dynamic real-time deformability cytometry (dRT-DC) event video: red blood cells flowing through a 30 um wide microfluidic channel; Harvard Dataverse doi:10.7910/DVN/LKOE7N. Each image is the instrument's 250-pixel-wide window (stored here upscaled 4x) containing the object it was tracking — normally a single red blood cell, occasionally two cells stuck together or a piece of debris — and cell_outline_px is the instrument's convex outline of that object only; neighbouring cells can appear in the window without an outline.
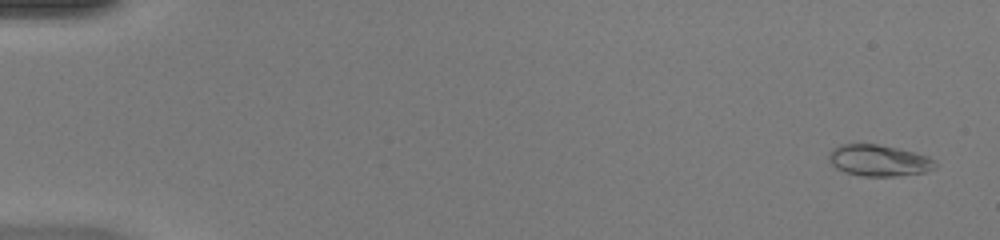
{"species": "common noctule bat (a hibernating species)", "species_latin": "Nyctalus noctula", "temperature_condition": "warm", "stored_images_in_passage": 50, "camera_frame_rate_fps": 3000, "um_per_image_px": 0.085, "animal": {"sex": "female", "body_mass_g": 20.0, "forearm_length_mm": 54.0}, "frame": {"image": 1, "passage_image": 3, "time_ms": 0.667, "image_size_px": [1000, 240], "cell_outline_px": [[936, 168], [924, 172], [892, 176], [864, 176], [844, 172], [836, 168], [828, 160], [828, 156], [832, 148], [840, 144], [876, 144], [896, 148], [928, 156], [936, 160]], "centroid_in_image_um": [74.68, 13.64], "position_along_channel_um": 10.3, "area_um2": 19.36}}
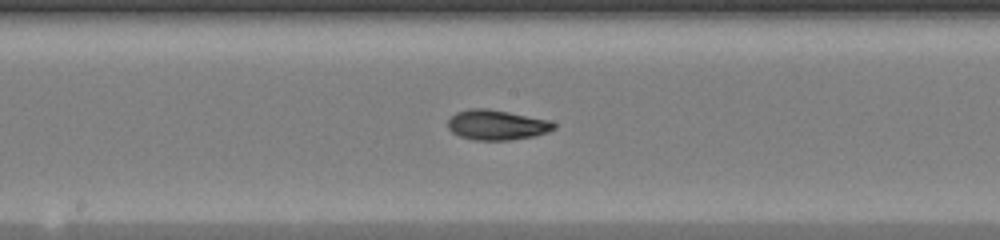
{"frame": {"image": 2, "passage_image": 28, "time_ms": 9.0, "image_size_px": [1000, 240], "cell_outline_px": [[556, 128], [548, 132], [532, 136], [512, 140], [472, 140], [460, 136], [452, 132], [448, 128], [448, 120], [456, 112], [468, 108], [488, 108], [548, 120], [556, 124]], "centroid_in_image_um": [42.2, 10.62], "position_along_channel_um": 206.0, "area_um2": 18.55}}
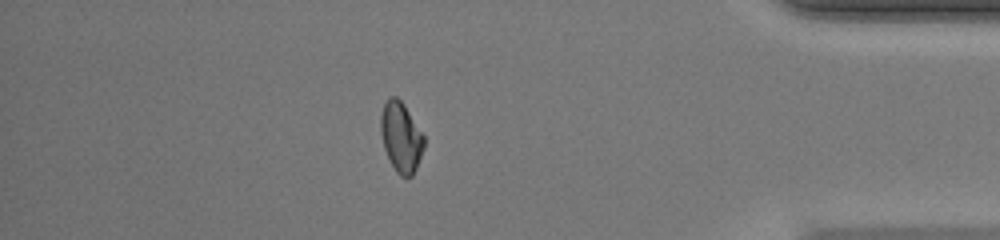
{"frame": {"image": 3, "passage_image": 44, "time_ms": 14.333, "image_size_px": [1000, 240], "cell_outline_px": [[424, 148], [416, 168], [412, 176], [400, 176], [396, 172], [384, 148], [380, 132], [380, 116], [384, 104], [388, 96], [396, 96], [404, 104], [424, 136]], "centroid_in_image_um": [34.07, 11.63], "position_along_channel_um": 401.1, "area_um2": 17.57}, "authors_computed_cell_mechanics": {"area_um2": 18.1492, "velocity_mm_per_s": 4.2737, "shape_relaxation_time_tau1_ms": 6.2679, "shape_relaxation_time_tau2_ms": 2.189, "deformation_change_tau1": 0.2566, "deformation_change_tau2": 0.0578}}